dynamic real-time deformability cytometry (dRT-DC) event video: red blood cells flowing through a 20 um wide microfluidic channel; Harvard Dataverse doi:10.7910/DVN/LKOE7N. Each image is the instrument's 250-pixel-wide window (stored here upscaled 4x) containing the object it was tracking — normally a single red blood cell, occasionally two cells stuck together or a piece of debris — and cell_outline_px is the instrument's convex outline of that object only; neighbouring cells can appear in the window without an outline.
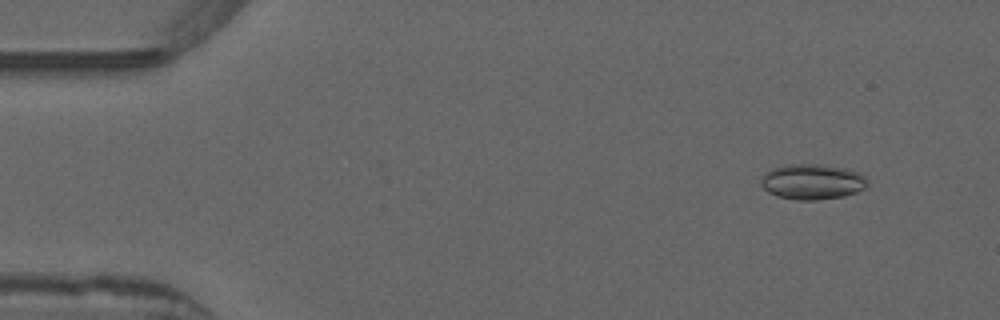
{"species": "common noctule bat (a hibernating species)", "species_latin": "Nyctalus noctula", "temperature_condition": "warm", "stored_images_in_passage": 53, "camera_frame_rate_fps": 3000, "um_per_image_px": 0.085, "animal": {"sex": "male", "forearm_length_mm": 52.5}, "frame": {"image": 1, "passage_image": 5, "time_ms": 1.333, "image_size_px": [1000, 320], "cell_outline_px": [[868, 180], [864, 188], [856, 192], [844, 196], [816, 200], [796, 200], [776, 196], [768, 192], [760, 184], [760, 180], [772, 168], [784, 164], [820, 164], [848, 168], [864, 176]], "centroid_in_image_um": [69.03, 15.44], "position_along_channel_um": 16.0, "area_um2": 22.02}}
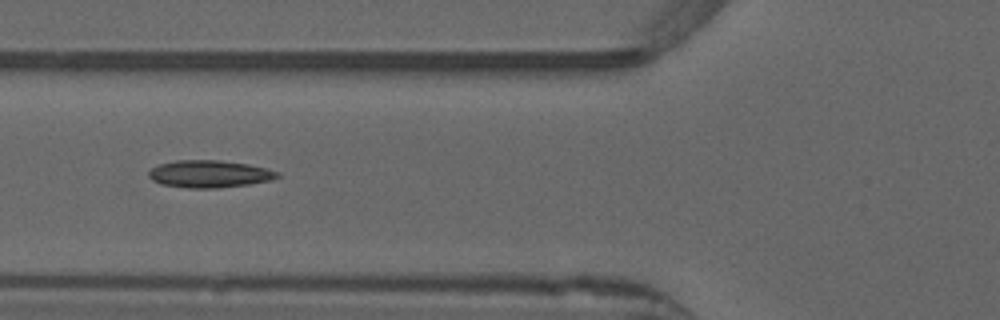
{"frame": {"image": 2, "passage_image": 20, "time_ms": 6.333, "image_size_px": [1000, 320], "cell_outline_px": [[280, 176], [272, 180], [248, 184], [216, 188], [188, 188], [160, 184], [152, 180], [148, 176], [148, 172], [152, 168], [160, 164], [176, 160], [220, 160], [248, 164], [280, 172]], "centroid_in_image_um": [17.79, 14.78], "position_along_channel_um": 108.0, "area_um2": 20.46}}
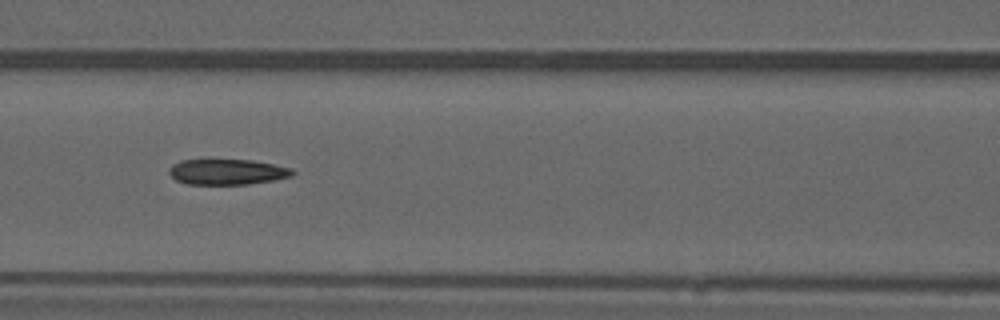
{"frame": {"image": 3, "passage_image": 23, "time_ms": 7.333, "image_size_px": [1000, 320], "cell_outline_px": [[296, 172], [292, 176], [272, 180], [248, 184], [188, 184], [176, 180], [168, 172], [168, 168], [172, 164], [180, 160], [252, 160], [292, 168]], "centroid_in_image_um": [19.3, 14.6], "position_along_channel_um": 147.3, "area_um2": 18.32}, "authors_computed_cell_mechanics": {"area_um2": 19.4786, "velocity_mm_per_s": 3.9065, "shape_relaxation_time_tau1_ms": null, "shape_relaxation_time_tau2_ms": 4.435, "deformation_change_tau1": null, "deformation_change_tau2": 0.1367}}